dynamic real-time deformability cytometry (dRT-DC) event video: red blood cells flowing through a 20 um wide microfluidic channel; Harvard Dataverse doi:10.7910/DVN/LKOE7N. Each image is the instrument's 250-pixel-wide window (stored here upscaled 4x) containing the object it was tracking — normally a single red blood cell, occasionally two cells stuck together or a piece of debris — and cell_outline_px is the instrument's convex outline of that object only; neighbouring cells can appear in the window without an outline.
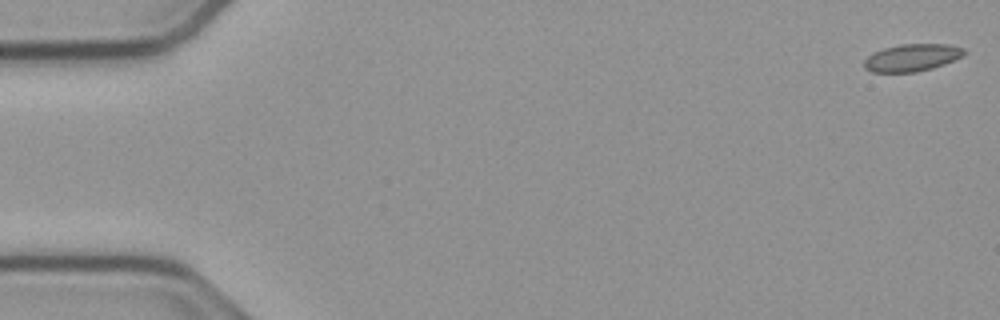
{"species": "common noctule bat (a hibernating species)", "species_latin": "Nyctalus noctula", "temperature_condition": "cold", "stored_images_in_passage": 54, "camera_frame_rate_fps": 3000, "um_per_image_px": 0.085, "animal": {"sex": "male", "body_mass_g": 23.1, "forearm_length_mm": 52.7}, "frame": {"image": 1, "passage_image": 1, "time_ms": 0.0, "image_size_px": [1000, 320], "cell_outline_px": [[968, 52], [964, 56], [944, 64], [932, 68], [916, 72], [872, 72], [864, 68], [864, 60], [872, 52], [884, 48], [900, 44], [948, 44], [964, 48]], "centroid_in_image_um": [77.54, 4.89], "position_along_channel_um": 7.5, "area_um2": 16.07}}
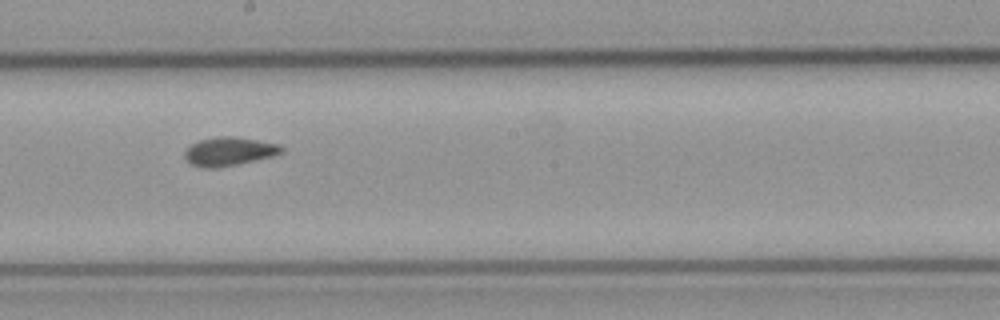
{"frame": {"image": 2, "passage_image": 30, "time_ms": 9.667, "image_size_px": [1000, 320], "cell_outline_px": [[284, 152], [272, 156], [256, 160], [216, 168], [204, 168], [192, 164], [184, 156], [184, 152], [192, 144], [200, 140], [216, 136], [232, 136], [280, 144], [284, 148]], "centroid_in_image_um": [19.5, 12.86], "position_along_channel_um": 228.7, "area_um2": 16.01}}
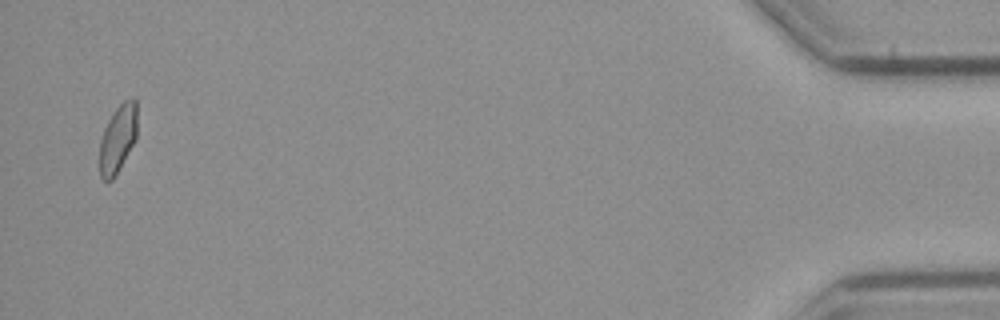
{"frame": {"image": 3, "passage_image": 53, "time_ms": 17.333, "image_size_px": [1000, 320], "cell_outline_px": [[136, 140], [112, 180], [104, 180], [100, 176], [100, 140], [104, 128], [112, 112], [124, 100], [132, 96], [136, 100]], "centroid_in_image_um": [10.02, 11.75], "position_along_channel_um": 425.2, "area_um2": 14.8}, "authors_computed_cell_mechanics": {"area_um2": 15.8083, "velocity_mm_per_s": 3.7796, "shape_relaxation_time_tau1_ms": null, "shape_relaxation_time_tau2_ms": 0.8948, "deformation_change_tau1": null, "deformation_change_tau2": 0.0523}}